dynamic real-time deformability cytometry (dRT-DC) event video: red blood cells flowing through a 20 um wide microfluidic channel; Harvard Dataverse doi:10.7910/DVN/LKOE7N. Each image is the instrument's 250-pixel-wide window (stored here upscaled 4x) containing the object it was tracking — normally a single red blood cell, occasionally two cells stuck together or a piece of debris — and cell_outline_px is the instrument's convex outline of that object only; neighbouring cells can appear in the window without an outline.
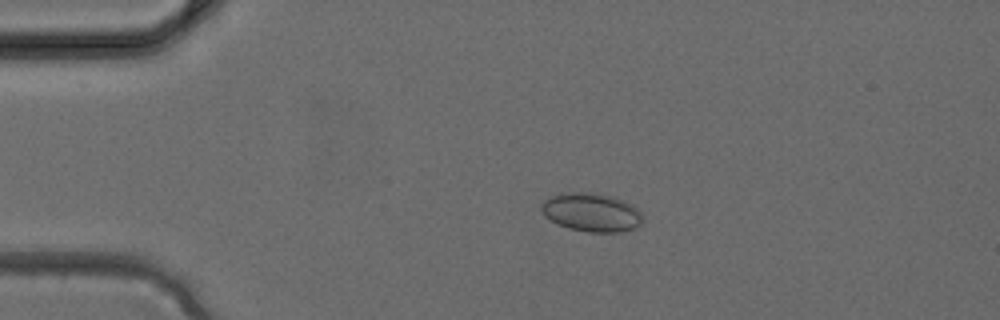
{"species": "common noctule bat (a hibernating species)", "species_latin": "Nyctalus noctula", "temperature_condition": "cold", "stored_images_in_passage": 4, "camera_frame_rate_fps": 3000, "um_per_image_px": 0.085, "animal": {"sex": "female", "body_mass_g": 24.6, "forearm_length_mm": 56.2}, "frame": {"image": 1, "passage_image": 3, "time_ms": 0.667, "image_size_px": [1000, 320], "cell_outline_px": [[644, 220], [636, 228], [620, 232], [588, 232], [568, 228], [556, 224], [544, 216], [540, 208], [544, 200], [560, 192], [588, 192], [612, 196], [624, 200], [632, 204], [644, 216]], "centroid_in_image_um": [50.28, 18.05], "position_along_channel_um": 34.7, "area_um2": 23.12}}